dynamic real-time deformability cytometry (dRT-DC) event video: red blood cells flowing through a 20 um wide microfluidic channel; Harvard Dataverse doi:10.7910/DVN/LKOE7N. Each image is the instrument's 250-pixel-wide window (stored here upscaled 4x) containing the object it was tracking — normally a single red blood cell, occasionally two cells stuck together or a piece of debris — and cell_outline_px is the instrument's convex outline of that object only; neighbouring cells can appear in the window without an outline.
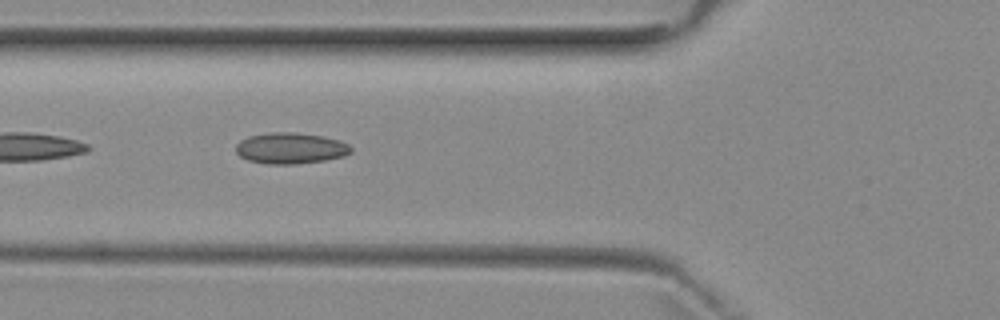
{"species": "common noctule bat (a hibernating species)", "species_latin": "Nyctalus noctula", "temperature_condition": "room temperature", "stored_images_in_passage": 7, "camera_frame_rate_fps": 3000, "um_per_image_px": 0.085, "animal": {"sex": "female", "body_mass_g": 29.2, "forearm_length_mm": 56.3}, "frame": {"image": 1, "passage_image": 6, "time_ms": 5.667, "image_size_px": [1000, 320], "cell_outline_px": [[352, 152], [344, 156], [324, 160], [296, 164], [268, 164], [248, 160], [240, 156], [236, 152], [236, 144], [240, 140], [248, 136], [268, 132], [296, 132], [324, 136], [340, 140], [348, 144], [352, 148]], "centroid_in_image_um": [24.7, 12.59], "position_along_channel_um": 101.1, "area_um2": 21.04}}
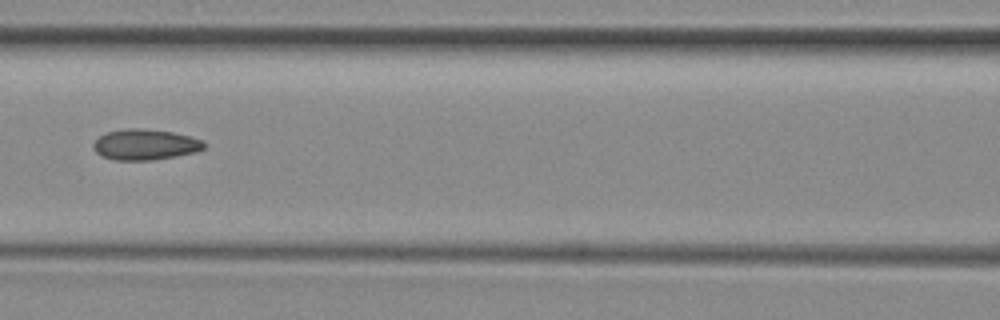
{"frame": {"image": 2, "passage_image": 7, "time_ms": 7.0, "image_size_px": [1000, 320], "cell_outline_px": [[208, 144], [204, 148], [196, 152], [176, 156], [152, 160], [112, 160], [96, 152], [92, 144], [100, 136], [108, 132], [124, 128], [140, 128], [172, 132], [188, 136], [200, 140]], "centroid_in_image_um": [12.34, 12.29], "position_along_channel_um": 154.3, "area_um2": 19.71}}